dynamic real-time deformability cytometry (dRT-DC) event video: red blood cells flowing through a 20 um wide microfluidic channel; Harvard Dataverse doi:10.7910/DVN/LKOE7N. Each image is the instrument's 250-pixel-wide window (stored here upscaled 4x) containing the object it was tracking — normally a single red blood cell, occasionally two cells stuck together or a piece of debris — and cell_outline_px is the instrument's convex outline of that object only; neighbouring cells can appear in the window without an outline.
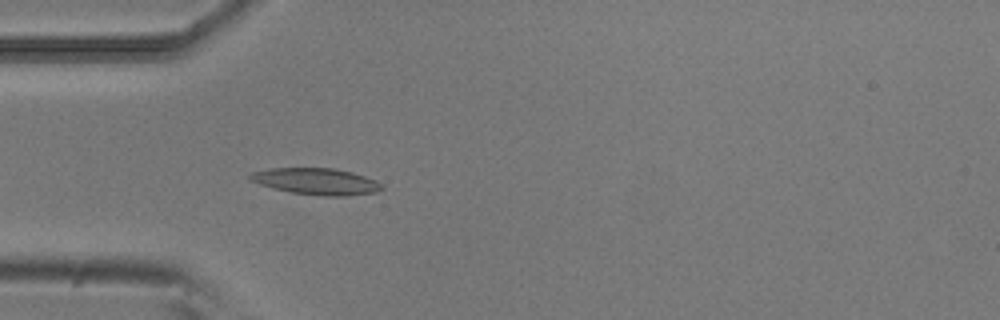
{"species": "common noctule bat (a hibernating species)", "species_latin": "Nyctalus noctula", "temperature_condition": "room temperature", "stored_images_in_passage": 39, "camera_frame_rate_fps": 3000, "um_per_image_px": 0.085, "animal": {"sex": "male", "body_mass_g": 20.5, "forearm_length_mm": 52.5}, "frame": {"image": 1, "passage_image": 5, "time_ms": 1.333, "image_size_px": [1000, 320], "cell_outline_px": [[384, 188], [376, 192], [344, 196], [324, 196], [292, 192], [272, 188], [248, 180], [248, 176], [252, 172], [272, 168], [336, 168], [352, 172], [376, 180]], "centroid_in_image_um": [26.87, 15.41], "position_along_channel_um": 58.1, "area_um2": 20.29}}
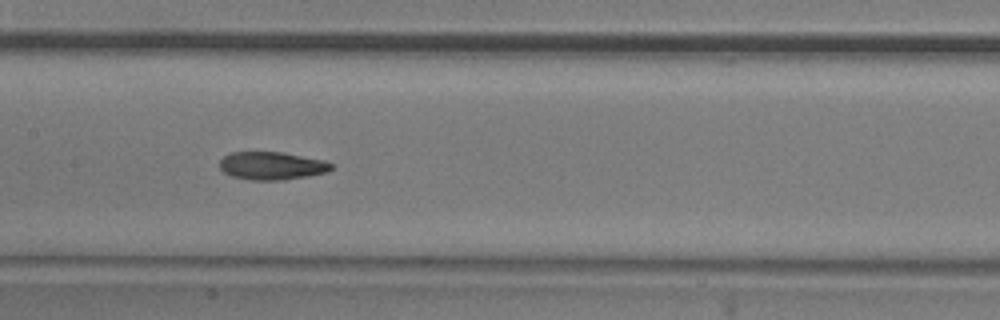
{"frame": {"image": 2, "passage_image": 15, "time_ms": 4.667, "image_size_px": [1000, 320], "cell_outline_px": [[332, 168], [328, 172], [308, 176], [280, 180], [248, 180], [232, 176], [224, 172], [220, 168], [220, 160], [224, 156], [232, 152], [284, 152], [324, 160], [332, 164]], "centroid_in_image_um": [23.11, 14.09], "position_along_channel_um": 184.3, "area_um2": 18.21}}
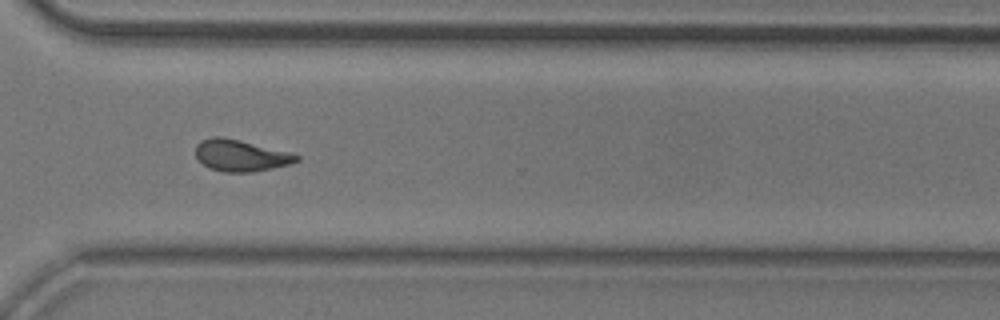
{"frame": {"image": 3, "passage_image": 28, "time_ms": 9.0, "image_size_px": [1000, 320], "cell_outline_px": [[300, 160], [292, 164], [252, 172], [224, 172], [208, 168], [196, 156], [196, 144], [200, 140], [212, 136], [220, 136], [240, 140], [296, 152], [300, 156]], "centroid_in_image_um": [20.53, 13.2], "position_along_channel_um": 350.1, "area_um2": 19.02}, "authors_computed_cell_mechanics": {"area_um2": 18.5538, "velocity_mm_per_s": 3.8381, "shape_relaxation_time_tau1_ms": null, "shape_relaxation_time_tau2_ms": 4.2, "deformation_change_tau1": null, "deformation_change_tau2": 0.1248}}